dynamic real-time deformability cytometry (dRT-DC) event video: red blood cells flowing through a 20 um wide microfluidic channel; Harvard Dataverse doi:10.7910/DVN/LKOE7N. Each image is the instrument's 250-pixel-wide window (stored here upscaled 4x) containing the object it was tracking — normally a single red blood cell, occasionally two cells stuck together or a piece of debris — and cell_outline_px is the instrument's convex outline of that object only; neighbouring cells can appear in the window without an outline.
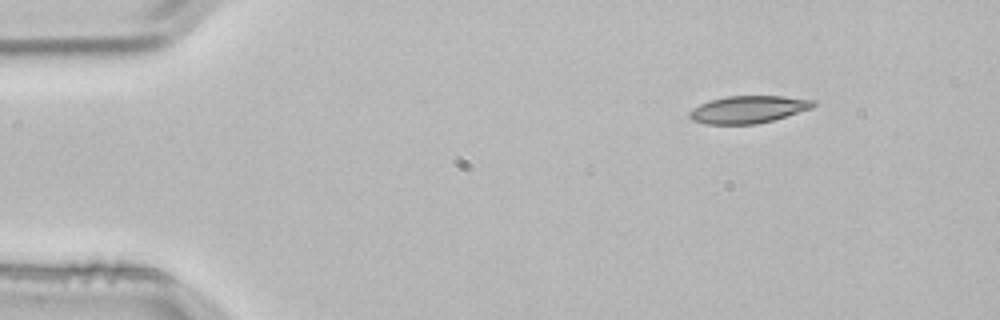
{"species": "common noctule bat (a hibernating species)", "species_latin": "Nyctalus noctula", "temperature_condition": "room temperature", "stored_images_in_passage": 3, "camera_frame_rate_fps": 3000, "um_per_image_px": 0.085, "animal": {"sex": "male", "body_mass_g": 21.5, "forearm_length_mm": 52.0}, "frame": {"image": 1, "passage_image": 1, "time_ms": 0.0, "image_size_px": [1000, 320], "cell_outline_px": [[816, 104], [812, 108], [772, 120], [756, 124], [704, 124], [692, 120], [688, 116], [688, 112], [692, 108], [708, 100], [728, 96], [784, 96], [816, 100]], "centroid_in_image_um": [63.57, 9.3], "position_along_channel_um": 21.4, "area_um2": 19.83}}
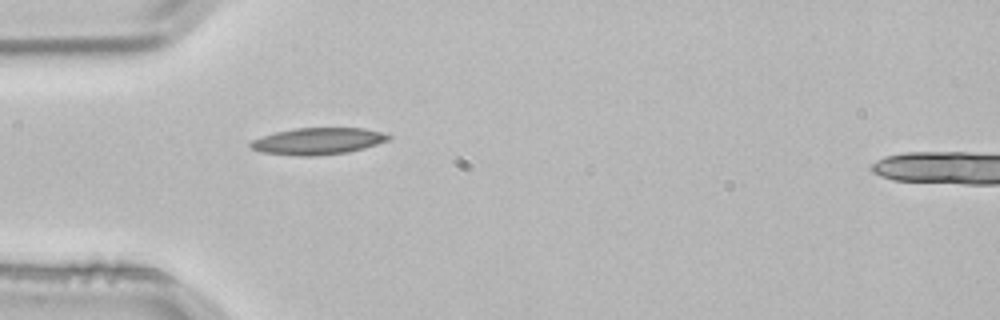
{"frame": {"image": 2, "passage_image": 3, "time_ms": 0.667, "image_size_px": [1000, 320], "cell_outline_px": [[392, 136], [388, 140], [364, 148], [348, 152], [316, 156], [296, 156], [264, 152], [248, 148], [248, 144], [252, 140], [276, 132], [296, 128], [364, 128], [380, 132]], "centroid_in_image_um": [27.0, 12.0], "position_along_channel_um": 58.0, "area_um2": 21.39}}